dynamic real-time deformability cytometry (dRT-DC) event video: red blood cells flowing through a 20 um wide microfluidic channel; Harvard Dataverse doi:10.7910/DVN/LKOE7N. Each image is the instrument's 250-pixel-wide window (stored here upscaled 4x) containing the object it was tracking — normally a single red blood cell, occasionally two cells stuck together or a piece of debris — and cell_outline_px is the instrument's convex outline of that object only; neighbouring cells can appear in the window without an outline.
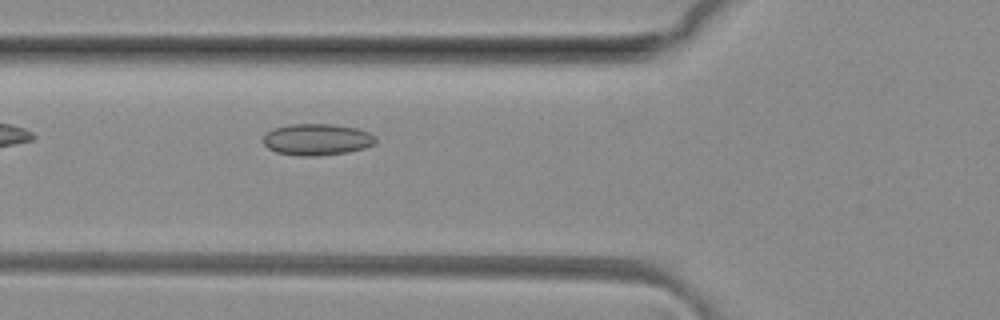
{"species": "common noctule bat (a hibernating species)", "species_latin": "Nyctalus noctula", "temperature_condition": "room temperature", "stored_images_in_passage": 5, "camera_frame_rate_fps": 3000, "um_per_image_px": 0.085, "animal": {"sex": "female", "body_mass_g": 29.2, "forearm_length_mm": 56.3}, "frame": {"image": 1, "passage_image": 5, "time_ms": 1.333, "image_size_px": [1000, 320], "cell_outline_px": [[376, 144], [364, 148], [348, 152], [316, 156], [300, 156], [276, 152], [268, 148], [264, 144], [264, 136], [272, 128], [292, 124], [332, 124], [356, 128], [368, 132], [376, 136]], "centroid_in_image_um": [26.96, 11.86], "position_along_channel_um": 98.8, "area_um2": 20.69}}